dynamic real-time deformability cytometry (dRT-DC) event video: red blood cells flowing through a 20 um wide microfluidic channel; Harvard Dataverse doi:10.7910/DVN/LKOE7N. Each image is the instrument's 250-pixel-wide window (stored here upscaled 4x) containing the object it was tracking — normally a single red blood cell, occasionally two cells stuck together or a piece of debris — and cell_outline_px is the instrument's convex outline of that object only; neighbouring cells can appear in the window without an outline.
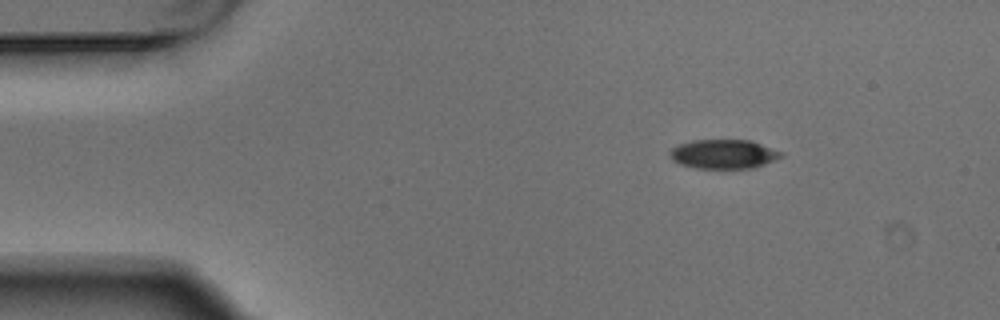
{"species": "Egyptian fruit bat (a non-hibernating species)", "species_latin": "Rousettus aegyptiacus", "temperature_condition": "warm", "stored_images_in_passage": 3, "camera_frame_rate_fps": 3000, "um_per_image_px": 0.085, "animal": {"sex": "male"}, "frame": {"image": 1, "passage_image": 1, "time_ms": 0.0, "image_size_px": [1000, 320], "cell_outline_px": [[784, 156], [764, 164], [752, 168], [692, 168], [680, 164], [672, 160], [668, 152], [672, 148], [680, 144], [692, 140], [752, 140], [784, 152]], "centroid_in_image_um": [61.52, 13.09], "position_along_channel_um": 23.5, "area_um2": 19.07}}
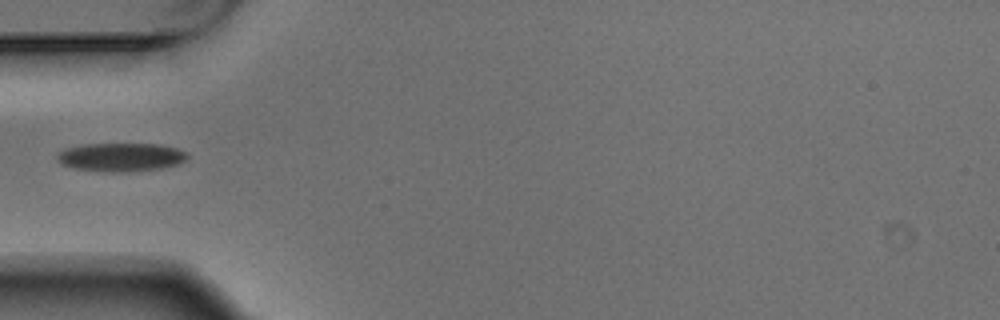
{"frame": {"image": 2, "passage_image": 3, "time_ms": 0.667, "image_size_px": [1000, 320], "cell_outline_px": [[188, 156], [184, 160], [176, 164], [160, 168], [120, 172], [112, 172], [72, 168], [60, 164], [56, 160], [56, 156], [64, 148], [84, 144], [160, 144], [176, 148], [188, 152]], "centroid_in_image_um": [10.23, 13.34], "position_along_channel_um": 74.8, "area_um2": 21.56}}